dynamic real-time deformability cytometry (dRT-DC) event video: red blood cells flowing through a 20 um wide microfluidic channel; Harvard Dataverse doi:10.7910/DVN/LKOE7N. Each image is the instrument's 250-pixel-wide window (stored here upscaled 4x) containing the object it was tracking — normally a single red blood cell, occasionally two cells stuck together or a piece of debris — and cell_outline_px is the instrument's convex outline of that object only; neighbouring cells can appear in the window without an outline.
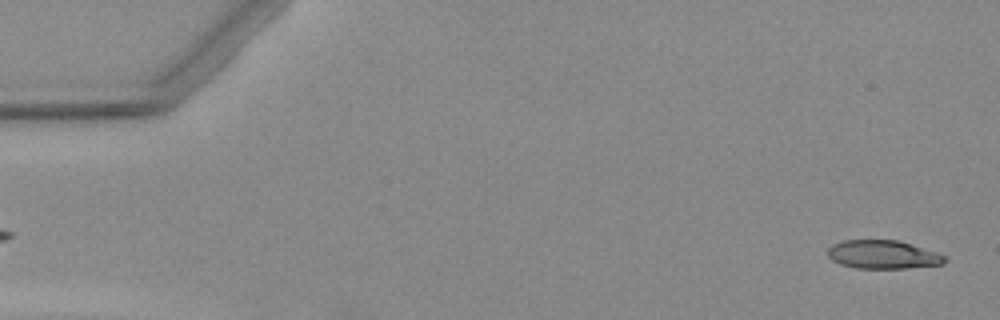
{"species": "Egyptian fruit bat (a non-hibernating species)", "species_latin": "Rousettus aegyptiacus", "temperature_condition": "warm", "stored_images_in_passage": 2, "camera_frame_rate_fps": 3000, "um_per_image_px": 0.085, "animal": {"sex": "female"}, "frame": {"image": 1, "passage_image": 2, "time_ms": 1.333, "image_size_px": [1000, 320], "cell_outline_px": [[948, 260], [944, 264], [904, 268], [856, 268], [840, 264], [832, 260], [828, 256], [828, 248], [832, 244], [844, 240], [900, 240], [948, 256]], "centroid_in_image_um": [75.08, 21.63], "position_along_channel_um": 9.9, "area_um2": 19.54}}